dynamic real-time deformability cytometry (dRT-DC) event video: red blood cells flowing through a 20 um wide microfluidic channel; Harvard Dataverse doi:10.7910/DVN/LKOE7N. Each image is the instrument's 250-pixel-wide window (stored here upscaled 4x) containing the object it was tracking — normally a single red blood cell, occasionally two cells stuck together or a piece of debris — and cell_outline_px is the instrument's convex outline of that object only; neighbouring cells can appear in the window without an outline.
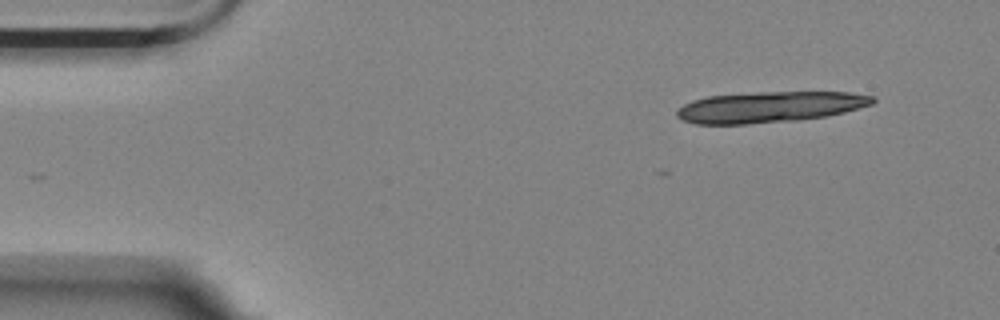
{"species": "Egyptian fruit bat (a non-hibernating species)", "species_latin": "Rousettus aegyptiacus", "temperature_condition": "room temperature", "stored_images_in_passage": 8, "camera_frame_rate_fps": 3000, "um_per_image_px": 0.085, "animal": {"sex": "female"}, "frame": {"image": 1, "passage_image": 1, "time_ms": 0.0, "image_size_px": [1000, 320], "cell_outline_px": [[876, 100], [872, 104], [844, 112], [828, 116], [796, 120], [744, 124], [696, 124], [684, 120], [676, 116], [676, 112], [684, 104], [692, 100], [708, 96], [760, 92], [848, 92], [872, 96]], "centroid_in_image_um": [65.42, 9.09], "position_along_channel_um": 19.6, "area_um2": 35.08}}